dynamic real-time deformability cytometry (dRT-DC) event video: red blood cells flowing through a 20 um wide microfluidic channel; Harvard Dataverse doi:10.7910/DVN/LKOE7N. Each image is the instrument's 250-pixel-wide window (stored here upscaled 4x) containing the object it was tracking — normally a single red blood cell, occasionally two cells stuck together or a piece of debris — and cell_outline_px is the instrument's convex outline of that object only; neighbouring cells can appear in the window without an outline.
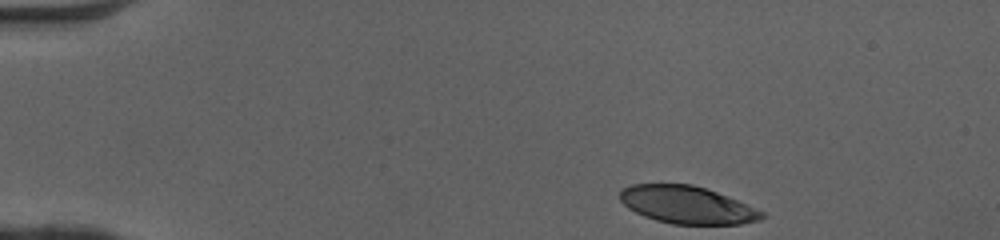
{"species": "human", "species_latin": "Homo sapiens", "temperature_condition": "cold", "stored_images_in_passage": 38, "camera_frame_rate_fps": 3000, "um_per_image_px": 0.085, "donor": {"sex": "female"}, "frame": {"image": 1, "passage_image": 1, "time_ms": 0.0, "image_size_px": [1000, 240], "cell_outline_px": [[764, 216], [760, 220], [740, 224], [672, 224], [656, 220], [644, 216], [628, 208], [620, 200], [620, 192], [624, 188], [632, 184], [692, 184], [716, 192], [736, 200], [764, 212]], "centroid_in_image_um": [58.38, 17.42], "position_along_channel_um": 26.6, "area_um2": 30.69}}
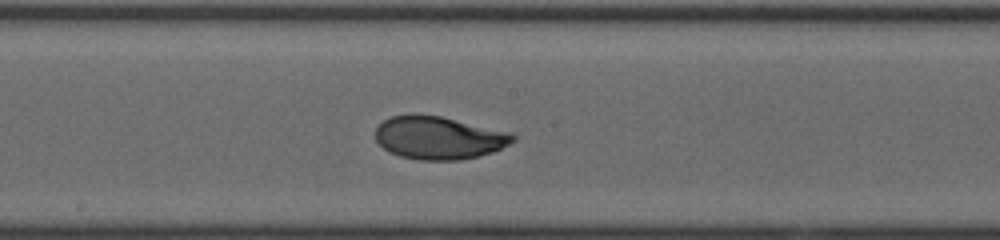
{"frame": {"image": 2, "passage_image": 21, "time_ms": 6.667, "image_size_px": [1000, 240], "cell_outline_px": [[516, 140], [492, 152], [480, 156], [460, 160], [420, 160], [400, 156], [388, 152], [376, 140], [376, 128], [384, 120], [392, 116], [412, 112], [440, 116], [512, 132], [516, 136]], "centroid_in_image_um": [37.3, 11.7], "position_along_channel_um": 210.9, "area_um2": 34.68}}
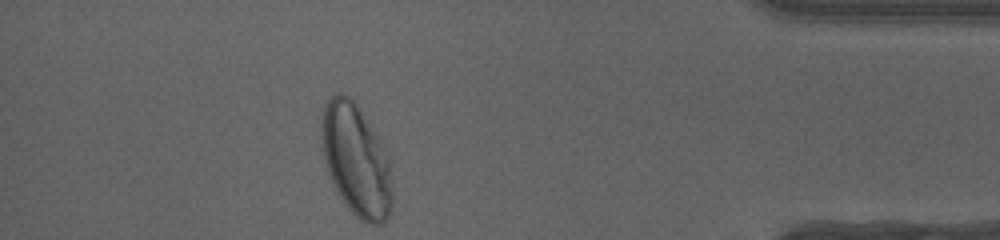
{"frame": {"image": 3, "passage_image": 38, "time_ms": 12.333, "image_size_px": [1000, 240], "cell_outline_px": [[392, 204], [388, 220], [384, 224], [368, 224], [360, 220], [348, 208], [340, 196], [328, 172], [324, 156], [324, 104], [336, 92], [344, 92], [360, 108], [380, 140], [388, 156], [392, 192]], "centroid_in_image_um": [30.33, 13.66], "position_along_channel_um": 404.9, "area_um2": 45.32}, "authors_computed_cell_mechanics": {"area_um2": 34.391, "velocity_mm_per_s": 4.0957, "shape_relaxation_time_tau1_ms": 3.5484, "shape_relaxation_time_tau2_ms": 0.7439, "deformation_change_tau1": 0.1742, "deformation_change_tau2": 0.0474}}